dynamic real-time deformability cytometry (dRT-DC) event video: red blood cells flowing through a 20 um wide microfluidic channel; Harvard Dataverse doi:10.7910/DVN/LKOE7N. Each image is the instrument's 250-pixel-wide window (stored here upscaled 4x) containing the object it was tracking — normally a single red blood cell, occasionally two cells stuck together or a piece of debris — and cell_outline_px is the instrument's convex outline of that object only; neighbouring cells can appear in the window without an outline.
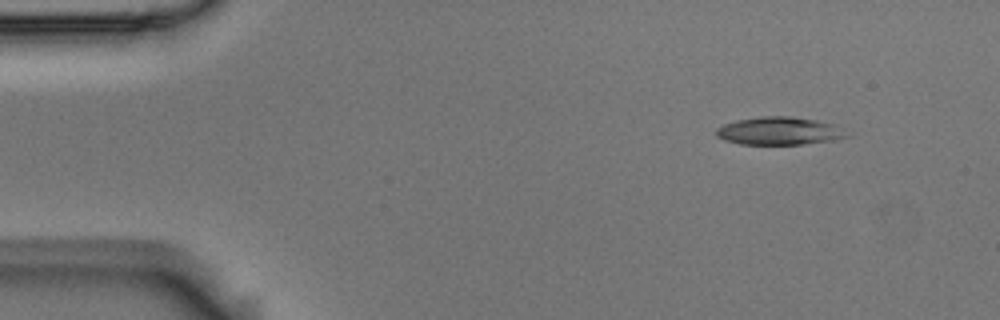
{"species": "Egyptian fruit bat (a non-hibernating species)", "species_latin": "Rousettus aegyptiacus", "temperature_condition": "room temperature", "stored_images_in_passage": 13, "camera_frame_rate_fps": 3000, "um_per_image_px": 0.085, "animal": {"sex": "male"}, "frame": {"image": 1, "passage_image": 1, "time_ms": 0.0, "image_size_px": [1000, 320], "cell_outline_px": [[852, 136], [836, 140], [804, 144], [740, 144], [724, 140], [716, 136], [716, 128], [724, 124], [736, 120], [760, 116], [792, 116], [816, 120], [836, 124]], "centroid_in_image_um": [66.28, 11.13], "position_along_channel_um": 18.7, "area_um2": 21.5}}
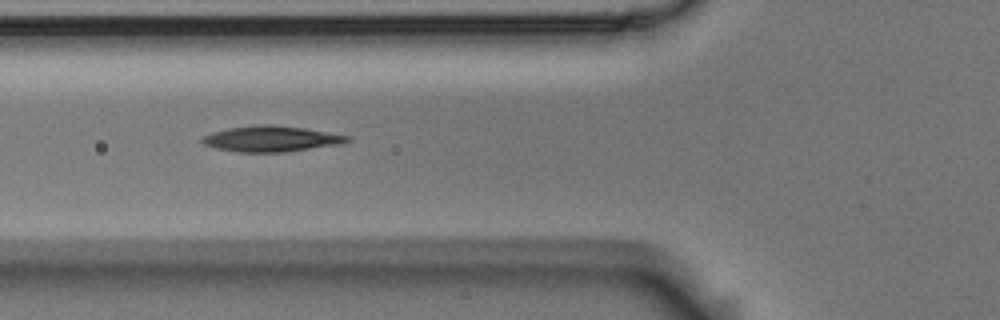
{"frame": {"image": 2, "passage_image": 4, "time_ms": 1.0, "image_size_px": [1000, 320], "cell_outline_px": [[352, 140], [340, 144], [284, 152], [236, 152], [216, 148], [204, 144], [200, 140], [204, 136], [212, 132], [228, 128], [256, 124], [272, 124], [304, 128], [352, 136]], "centroid_in_image_um": [23.06, 11.79], "position_along_channel_um": 102.7, "area_um2": 21.85}}
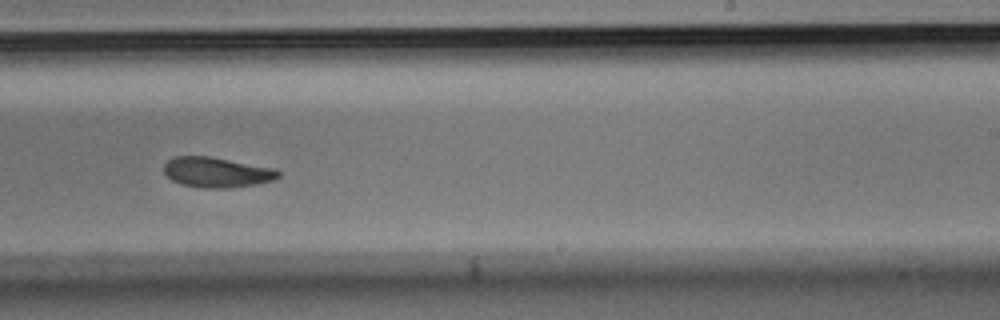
{"frame": {"image": 3, "passage_image": 11, "time_ms": 3.333, "image_size_px": [1000, 320], "cell_outline_px": [[280, 176], [272, 180], [256, 184], [228, 188], [204, 188], [180, 184], [172, 180], [164, 172], [164, 164], [168, 160], [176, 156], [212, 156], [276, 168], [280, 172]], "centroid_in_image_um": [18.44, 14.63], "position_along_channel_um": 270.6, "area_um2": 20.29}}